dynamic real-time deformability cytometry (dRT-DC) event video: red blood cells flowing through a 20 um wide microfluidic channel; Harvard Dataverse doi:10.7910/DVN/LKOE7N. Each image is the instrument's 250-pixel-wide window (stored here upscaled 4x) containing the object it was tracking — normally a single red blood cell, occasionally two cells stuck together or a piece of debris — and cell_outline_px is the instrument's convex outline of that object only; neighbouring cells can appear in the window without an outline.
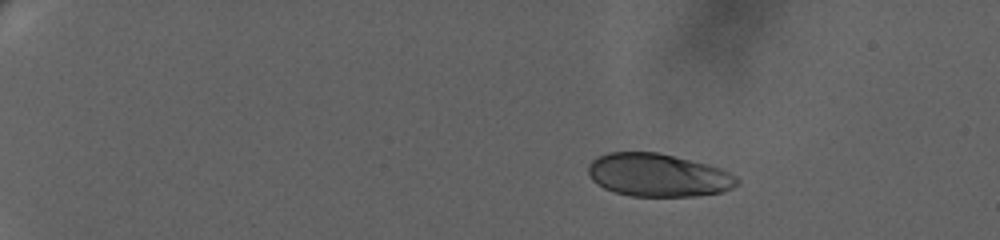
{"species": "human", "species_latin": "Homo sapiens", "temperature_condition": "warm", "stored_images_in_passage": 9, "camera_frame_rate_fps": 3000, "um_per_image_px": 0.085, "donor": {"sex": "female"}, "frame": {"image": 1, "passage_image": 3, "time_ms": 2.333, "image_size_px": [1000, 240], "cell_outline_px": [[740, 184], [732, 188], [720, 192], [692, 196], [632, 196], [616, 192], [604, 188], [596, 184], [592, 180], [588, 172], [588, 164], [592, 160], [608, 152], [656, 152], [720, 168], [736, 176], [740, 180]], "centroid_in_image_um": [55.92, 14.89], "position_along_channel_um": 29.1, "area_um2": 36.99}}
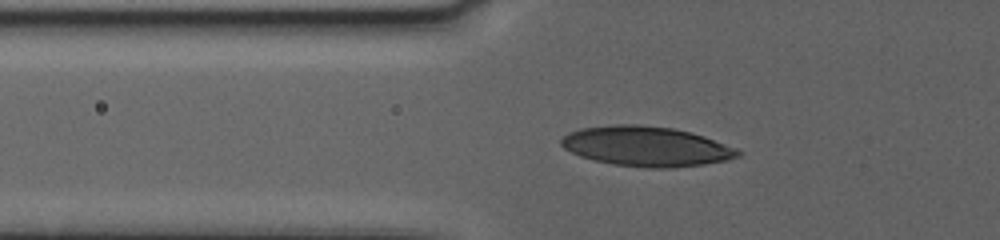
{"frame": {"image": 2, "passage_image": 8, "time_ms": 7.333, "image_size_px": [1000, 240], "cell_outline_px": [[740, 156], [728, 160], [704, 164], [668, 168], [648, 168], [616, 164], [592, 160], [580, 156], [564, 148], [560, 144], [560, 140], [568, 132], [580, 128], [616, 124], [640, 124], [672, 128], [704, 136], [732, 148], [740, 152]], "centroid_in_image_um": [54.87, 12.43], "position_along_channel_um": 70.9, "area_um2": 40.75}}